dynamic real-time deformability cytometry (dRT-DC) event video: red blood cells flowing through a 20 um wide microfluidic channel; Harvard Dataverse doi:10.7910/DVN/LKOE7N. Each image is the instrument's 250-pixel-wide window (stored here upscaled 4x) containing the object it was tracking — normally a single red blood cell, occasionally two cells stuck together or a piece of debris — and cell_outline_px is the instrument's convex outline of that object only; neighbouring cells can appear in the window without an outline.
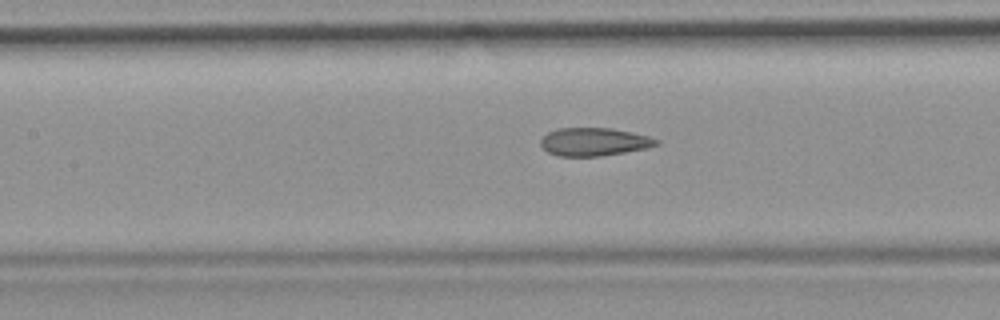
{"species": "common noctule bat (a hibernating species)", "species_latin": "Nyctalus noctula", "temperature_condition": "room temperature", "stored_images_in_passage": 52, "camera_frame_rate_fps": 3000, "um_per_image_px": 0.085, "animal": {"sex": "female", "body_mass_g": 19.9}, "frame": {"image": 1, "passage_image": 23, "time_ms": 7.333, "image_size_px": [1000, 320], "cell_outline_px": [[660, 144], [648, 148], [600, 156], [556, 156], [548, 152], [540, 144], [540, 140], [548, 132], [560, 128], [612, 128], [632, 132], [648, 136], [660, 140]], "centroid_in_image_um": [50.52, 12.05], "position_along_channel_um": 156.9, "area_um2": 18.96}}